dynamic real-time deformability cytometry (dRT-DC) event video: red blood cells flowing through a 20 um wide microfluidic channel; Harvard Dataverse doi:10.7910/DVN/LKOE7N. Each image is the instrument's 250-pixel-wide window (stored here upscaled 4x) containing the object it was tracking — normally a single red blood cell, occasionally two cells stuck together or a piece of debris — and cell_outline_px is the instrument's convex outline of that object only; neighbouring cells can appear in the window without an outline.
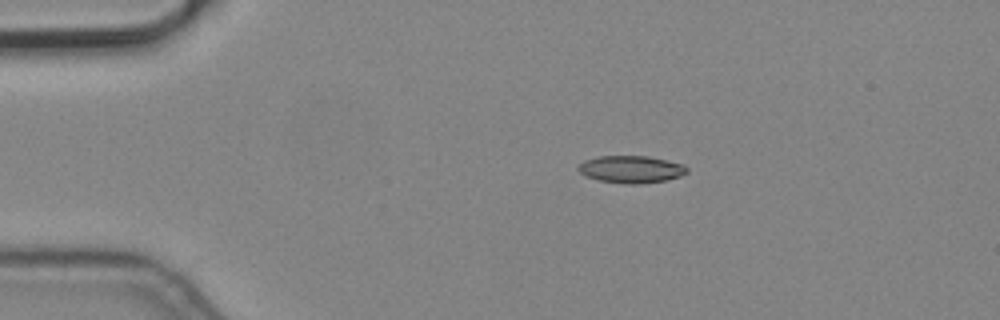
{"species": "common noctule bat (a hibernating species)", "species_latin": "Nyctalus noctula", "temperature_condition": "cold", "stored_images_in_passage": 3, "camera_frame_rate_fps": 3000, "um_per_image_px": 0.085, "animal": {"sex": "male", "body_mass_g": 19.2, "forearm_length_mm": 51.8}, "frame": {"image": 1, "passage_image": 1, "time_ms": 0.0, "image_size_px": [1000, 320], "cell_outline_px": [[688, 172], [680, 176], [668, 180], [640, 184], [624, 184], [600, 180], [584, 176], [576, 168], [584, 160], [596, 156], [648, 156], [684, 164], [688, 168]], "centroid_in_image_um": [53.64, 14.39], "position_along_channel_um": 31.4, "area_um2": 17.46}}